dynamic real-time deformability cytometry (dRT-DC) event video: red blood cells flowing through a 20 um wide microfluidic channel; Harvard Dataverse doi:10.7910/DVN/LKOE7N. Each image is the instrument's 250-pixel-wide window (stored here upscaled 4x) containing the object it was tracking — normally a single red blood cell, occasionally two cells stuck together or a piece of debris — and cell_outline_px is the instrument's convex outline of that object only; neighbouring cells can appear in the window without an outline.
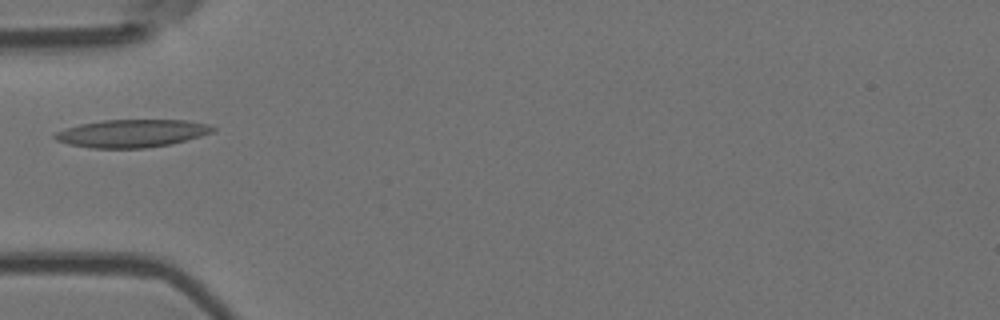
{"species": "Egyptian fruit bat (a non-hibernating species)", "species_latin": "Rousettus aegyptiacus", "temperature_condition": "room temperature", "stored_images_in_passage": 6, "camera_frame_rate_fps": 3000, "um_per_image_px": 0.085, "animal": {"sex": "female"}, "frame": {"image": 1, "passage_image": 5, "time_ms": 1.333, "image_size_px": [1000, 320], "cell_outline_px": [[216, 128], [212, 132], [200, 136], [168, 144], [144, 148], [92, 148], [68, 144], [56, 140], [52, 136], [56, 132], [64, 128], [80, 124], [104, 120], [184, 120], [208, 124]], "centroid_in_image_um": [11.16, 11.33], "position_along_channel_um": 73.8, "area_um2": 25.37}}
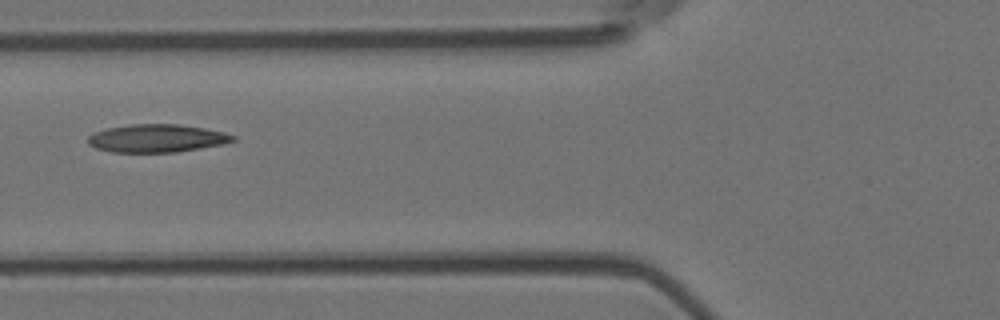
{"frame": {"image": 2, "passage_image": 6, "time_ms": 1.667, "image_size_px": [1000, 320], "cell_outline_px": [[236, 140], [224, 144], [176, 152], [112, 152], [96, 148], [88, 144], [88, 136], [92, 132], [108, 128], [132, 124], [180, 124], [204, 128], [224, 132], [236, 136]], "centroid_in_image_um": [13.33, 11.75], "position_along_channel_um": 112.5, "area_um2": 23.7}}